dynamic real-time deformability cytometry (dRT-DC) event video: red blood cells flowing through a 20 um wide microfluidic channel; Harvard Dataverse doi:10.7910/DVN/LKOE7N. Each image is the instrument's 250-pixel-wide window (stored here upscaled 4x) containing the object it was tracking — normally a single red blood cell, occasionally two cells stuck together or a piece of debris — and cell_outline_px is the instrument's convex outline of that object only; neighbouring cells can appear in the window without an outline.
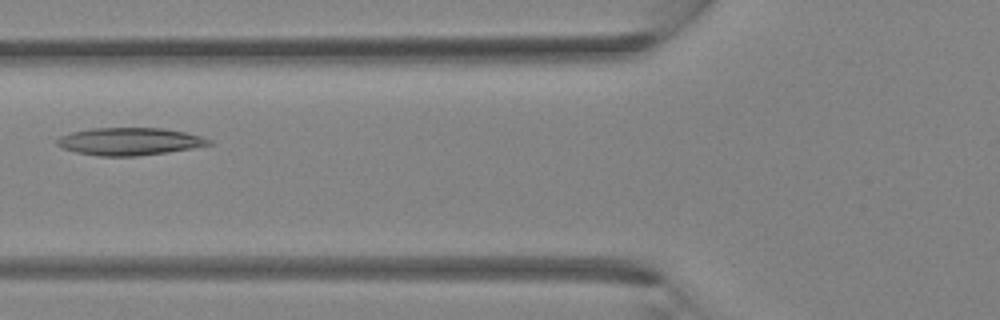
{"species": "Egyptian fruit bat (a non-hibernating species)", "species_latin": "Rousettus aegyptiacus", "temperature_condition": "room temperature", "stored_images_in_passage": 4, "camera_frame_rate_fps": 3000, "um_per_image_px": 0.085, "animal": {"sex": "female"}, "frame": {"image": 1, "passage_image": 4, "time_ms": 4.333, "image_size_px": [1000, 320], "cell_outline_px": [[212, 144], [192, 148], [168, 152], [136, 156], [96, 156], [76, 152], [64, 148], [56, 144], [56, 140], [60, 136], [72, 132], [92, 128], [164, 128], [184, 132], [200, 136], [212, 140]], "centroid_in_image_um": [11.0, 12.02], "position_along_channel_um": 114.8, "area_um2": 24.28}}